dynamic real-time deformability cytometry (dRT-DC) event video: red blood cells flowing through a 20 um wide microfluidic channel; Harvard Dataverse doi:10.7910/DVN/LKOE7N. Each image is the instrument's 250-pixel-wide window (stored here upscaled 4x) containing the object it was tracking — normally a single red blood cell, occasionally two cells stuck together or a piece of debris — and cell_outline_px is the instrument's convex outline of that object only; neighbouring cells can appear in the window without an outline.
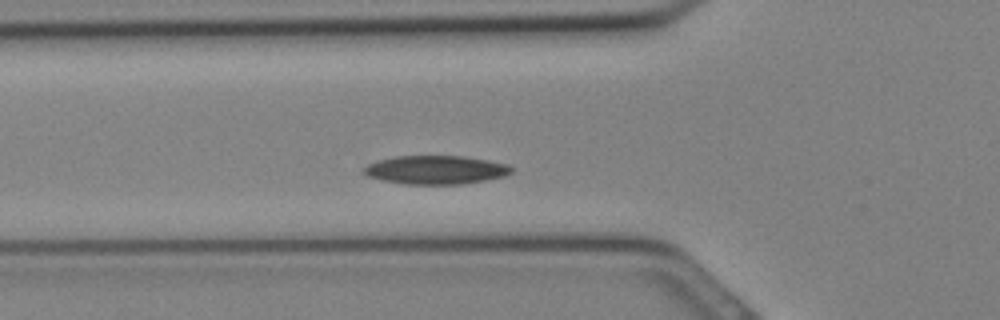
{"species": "Egyptian fruit bat (a non-hibernating species)", "species_latin": "Rousettus aegyptiacus", "temperature_condition": "cold", "stored_images_in_passage": 29, "segment_of_instrument_passage": [1, 2], "camera_frame_rate_fps": 3000, "um_per_image_px": 0.085, "animal": {"sex": "female"}, "frame": {"image": 1, "passage_image": 7, "time_ms": 2.0, "image_size_px": [1000, 320], "cell_outline_px": [[512, 172], [504, 176], [484, 180], [460, 184], [404, 184], [384, 180], [368, 176], [360, 172], [368, 164], [380, 160], [396, 156], [460, 156], [488, 160], [508, 164], [512, 168]], "centroid_in_image_um": [37.03, 14.44], "position_along_channel_um": 88.8, "area_um2": 24.39}}
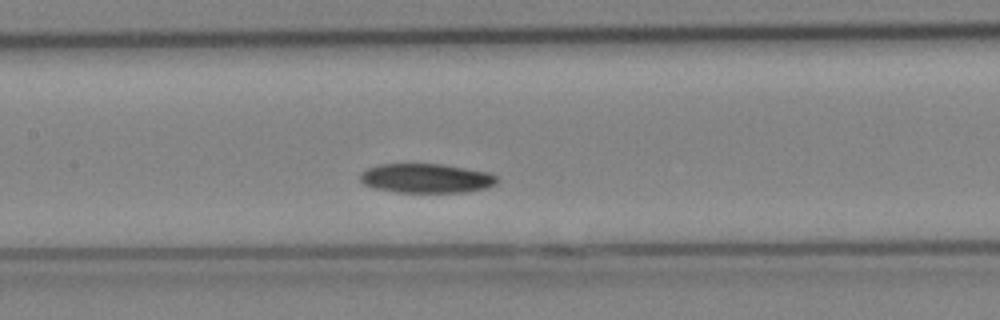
{"frame": {"image": 2, "passage_image": 11, "time_ms": 3.333, "image_size_px": [1000, 320], "cell_outline_px": [[500, 180], [496, 184], [488, 188], [464, 192], [396, 192], [372, 188], [364, 184], [360, 180], [360, 172], [368, 168], [380, 164], [444, 164], [488, 172], [496, 176]], "centroid_in_image_um": [36.24, 15.15], "position_along_channel_um": 171.2, "area_um2": 23.58}}
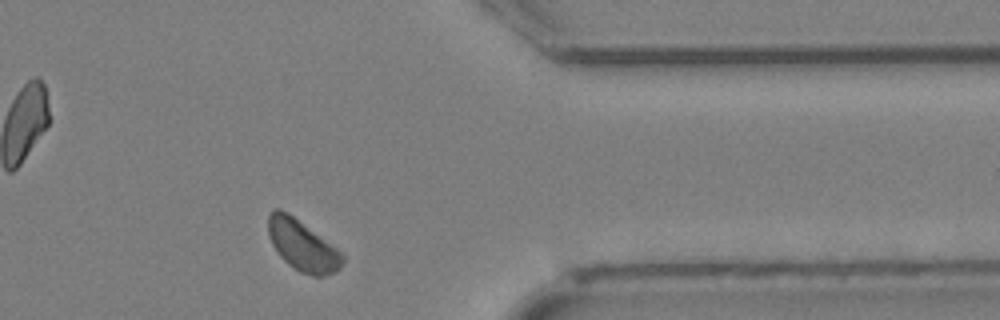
{"frame": {"image": 3, "passage_image": 22, "time_ms": 7.0, "image_size_px": [1000, 320], "cell_outline_px": [[344, 264], [340, 268], [324, 276], [312, 276], [300, 272], [288, 264], [280, 256], [272, 244], [268, 236], [268, 216], [276, 208], [280, 208], [288, 212], [336, 248], [344, 256]], "centroid_in_image_um": [25.69, 20.87], "position_along_channel_um": 385.7, "area_um2": 21.73}}